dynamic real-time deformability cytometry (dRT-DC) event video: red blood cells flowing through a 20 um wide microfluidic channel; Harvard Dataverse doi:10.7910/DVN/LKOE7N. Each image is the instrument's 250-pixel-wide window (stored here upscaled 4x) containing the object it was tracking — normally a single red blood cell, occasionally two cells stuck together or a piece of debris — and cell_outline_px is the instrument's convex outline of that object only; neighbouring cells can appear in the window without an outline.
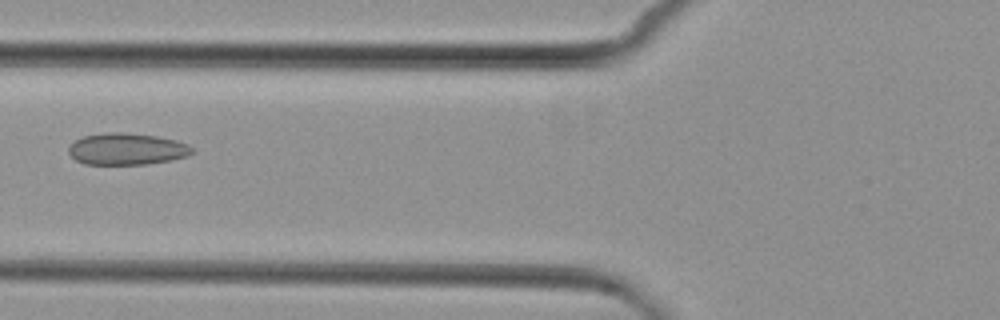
{"species": "common noctule bat (a hibernating species)", "species_latin": "Nyctalus noctula", "temperature_condition": "cold", "stored_images_in_passage": 3, "camera_frame_rate_fps": 3000, "um_per_image_px": 0.085, "animal": {"sex": "female", "body_mass_g": 29.2, "forearm_length_mm": 56.3}, "frame": {"image": 1, "passage_image": 3, "time_ms": 2.333, "image_size_px": [1000, 320], "cell_outline_px": [[196, 152], [188, 156], [172, 160], [148, 164], [84, 164], [76, 160], [68, 152], [68, 148], [76, 140], [84, 136], [108, 132], [124, 132], [156, 136], [176, 140], [188, 144]], "centroid_in_image_um": [10.82, 12.67], "position_along_channel_um": 115.0, "area_um2": 22.89}}